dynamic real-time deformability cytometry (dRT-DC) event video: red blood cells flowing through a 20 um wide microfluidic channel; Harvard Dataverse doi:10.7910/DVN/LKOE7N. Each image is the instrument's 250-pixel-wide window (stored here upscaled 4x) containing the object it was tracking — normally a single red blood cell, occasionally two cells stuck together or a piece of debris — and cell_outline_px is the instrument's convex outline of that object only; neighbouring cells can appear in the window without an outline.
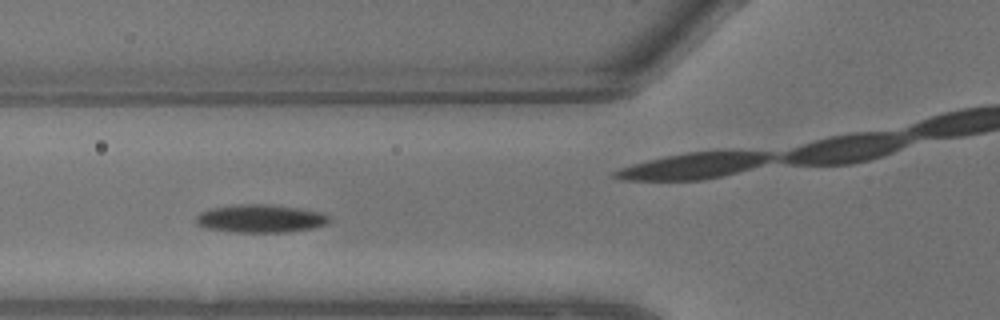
{"species": "common noctule bat (a hibernating species)", "species_latin": "Nyctalus noctula", "temperature_condition": "warm", "stored_images_in_passage": 8, "camera_frame_rate_fps": 3000, "um_per_image_px": 0.085, "animal": {"sex": "male", "body_mass_g": 13.3}, "frame": {"image": 1, "passage_image": 6, "time_ms": 1.667, "image_size_px": [1000, 320], "cell_outline_px": [[332, 220], [328, 224], [308, 228], [284, 232], [236, 232], [204, 228], [196, 224], [196, 216], [200, 212], [212, 208], [240, 204], [268, 204], [300, 208], [324, 212], [332, 216]], "centroid_in_image_um": [22.18, 18.57], "position_along_channel_um": 103.6, "area_um2": 21.91}}